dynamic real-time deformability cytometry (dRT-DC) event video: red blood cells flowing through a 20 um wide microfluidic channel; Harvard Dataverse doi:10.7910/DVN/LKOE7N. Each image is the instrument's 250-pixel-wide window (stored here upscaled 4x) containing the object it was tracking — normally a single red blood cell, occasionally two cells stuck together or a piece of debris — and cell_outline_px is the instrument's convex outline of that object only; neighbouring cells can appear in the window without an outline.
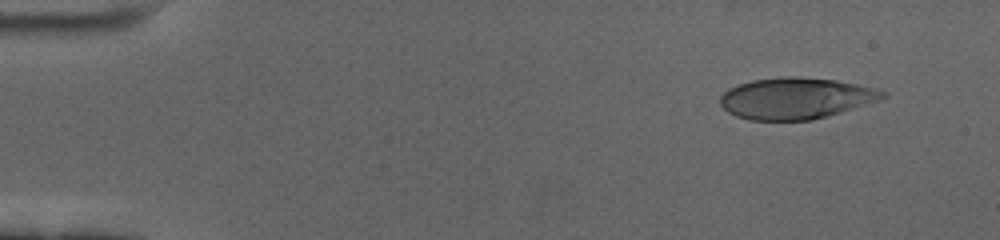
{"species": "human", "species_latin": "Homo sapiens", "temperature_condition": "cold", "stored_images_in_passage": 58, "camera_frame_rate_fps": 3000, "um_per_image_px": 0.085, "donor": {"sex": "female"}, "frame": {"image": 1, "passage_image": 5, "time_ms": 1.333, "image_size_px": [1000, 240], "cell_outline_px": [[888, 96], [840, 112], [812, 120], [748, 120], [736, 116], [728, 112], [720, 104], [720, 96], [728, 88], [736, 84], [752, 80], [784, 76], [796, 76], [836, 80], [876, 88], [888, 92]], "centroid_in_image_um": [67.6, 8.34], "position_along_channel_um": 17.4, "area_um2": 39.07}}
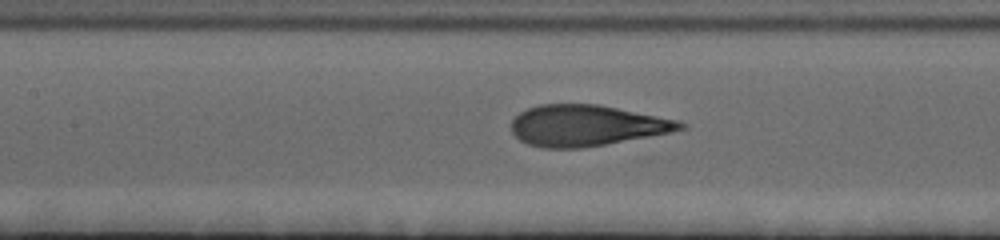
{"frame": {"image": 2, "passage_image": 27, "time_ms": 8.667, "image_size_px": [1000, 240], "cell_outline_px": [[688, 128], [648, 136], [584, 148], [544, 148], [528, 144], [520, 140], [512, 132], [512, 120], [520, 112], [528, 108], [540, 104], [596, 104], [680, 120], [688, 124]], "centroid_in_image_um": [49.86, 10.67], "position_along_channel_um": 157.5, "area_um2": 40.17}}
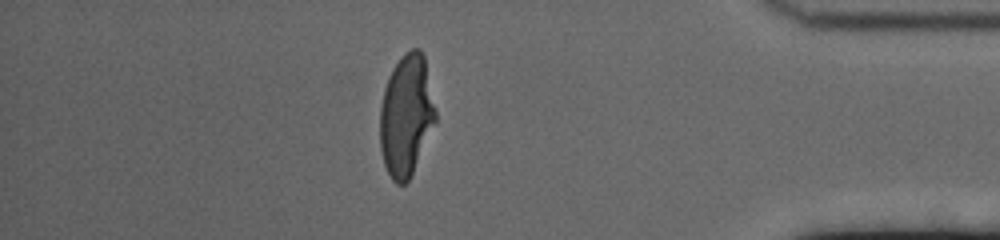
{"frame": {"image": 3, "passage_image": 51, "time_ms": 16.667, "image_size_px": [1000, 240], "cell_outline_px": [[436, 120], [412, 172], [408, 180], [404, 184], [396, 184], [392, 180], [384, 164], [380, 148], [380, 108], [384, 88], [388, 76], [392, 68], [400, 56], [404, 52], [412, 48], [420, 48], [424, 56], [436, 112]], "centroid_in_image_um": [34.51, 9.77], "position_along_channel_um": 400.7, "area_um2": 39.13}, "authors_computed_cell_mechanics": {"area_um2": 40.3155, "velocity_mm_per_s": 3.4471, "shape_relaxation_time_tau1_ms": 4.4976, "shape_relaxation_time_tau2_ms": null, "deformation_change_tau1": 0.2327, "deformation_change_tau2": null}}